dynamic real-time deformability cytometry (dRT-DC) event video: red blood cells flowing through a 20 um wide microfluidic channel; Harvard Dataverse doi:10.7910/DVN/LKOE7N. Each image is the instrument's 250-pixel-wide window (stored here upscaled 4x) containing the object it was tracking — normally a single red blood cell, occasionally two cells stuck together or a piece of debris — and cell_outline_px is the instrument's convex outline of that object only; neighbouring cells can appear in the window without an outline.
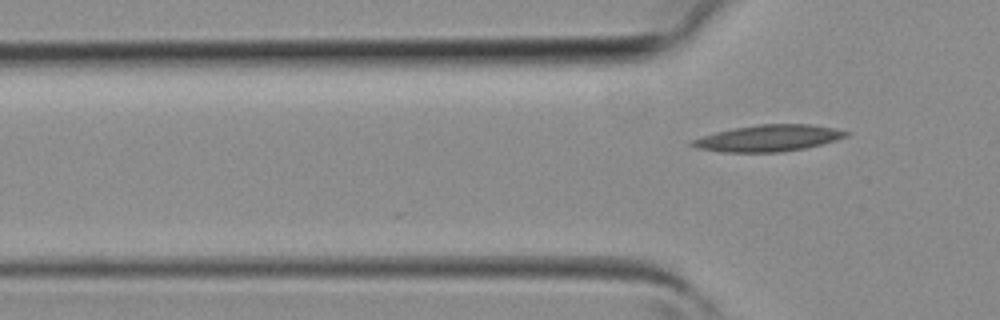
{"species": "common noctule bat (a hibernating species)", "species_latin": "Nyctalus noctula", "temperature_condition": "room temperature", "stored_images_in_passage": 4, "camera_frame_rate_fps": 3000, "um_per_image_px": 0.085, "animal": {"sex": "female", "body_mass_g": 19.3, "forearm_length_mm": 54.1}, "frame": {"image": 1, "passage_image": 4, "time_ms": 1.0, "image_size_px": [1000, 320], "cell_outline_px": [[848, 136], [836, 140], [804, 148], [784, 152], [720, 152], [696, 148], [688, 144], [692, 140], [716, 132], [736, 128], [760, 124], [812, 124], [836, 128], [848, 132]], "centroid_in_image_um": [65.32, 11.75], "position_along_channel_um": 60.5, "area_um2": 23.64}}